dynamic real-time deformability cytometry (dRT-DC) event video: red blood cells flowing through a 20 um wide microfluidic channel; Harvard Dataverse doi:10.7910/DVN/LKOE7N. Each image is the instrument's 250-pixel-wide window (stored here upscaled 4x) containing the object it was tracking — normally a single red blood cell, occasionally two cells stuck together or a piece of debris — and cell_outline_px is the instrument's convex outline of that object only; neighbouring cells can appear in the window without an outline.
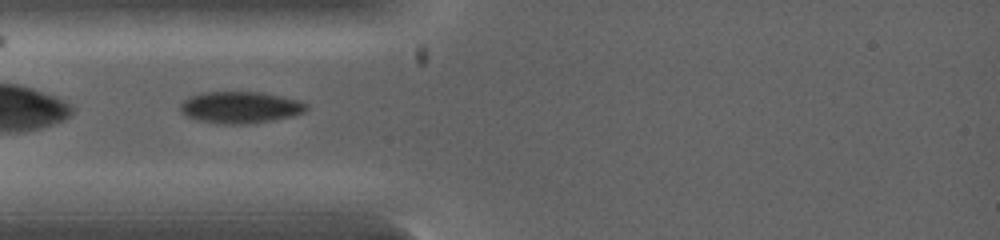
{"species": "common noctule bat (a hibernating species)", "species_latin": "Nyctalus noctula", "temperature_condition": "warm", "stored_images_in_passage": 49, "camera_frame_rate_fps": 5000, "um_per_image_px": 0.085, "animal": {"sex": "female", "body_mass_g": 19.0, "forearm_length_mm": 53.3}, "frame": {"image": 1, "passage_image": 4, "time_ms": 0.4, "image_size_px": [1000, 240], "cell_outline_px": [[308, 108], [304, 112], [292, 116], [272, 120], [240, 124], [224, 124], [196, 120], [188, 116], [180, 108], [180, 104], [188, 96], [200, 92], [260, 92], [300, 100], [308, 104]], "centroid_in_image_um": [20.43, 9.11], "position_along_channel_um": 64.6, "area_um2": 23.18}}
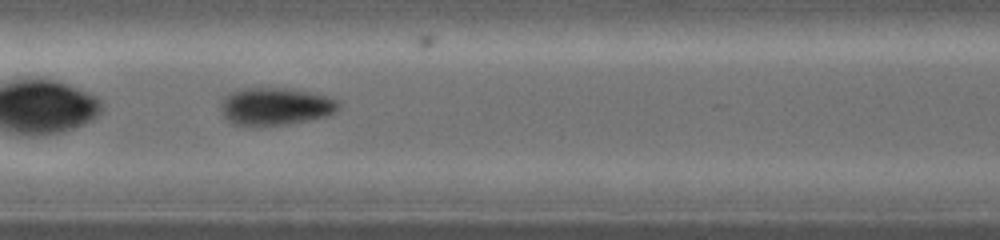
{"frame": {"image": 2, "passage_image": 17, "time_ms": 2.4, "image_size_px": [1000, 240], "cell_outline_px": [[340, 108], [336, 112], [328, 116], [284, 124], [232, 124], [220, 112], [220, 104], [224, 96], [232, 92], [244, 88], [288, 88], [328, 96], [336, 100], [340, 104]], "centroid_in_image_um": [23.42, 9.02], "position_along_channel_um": 184.0, "area_um2": 25.43}}
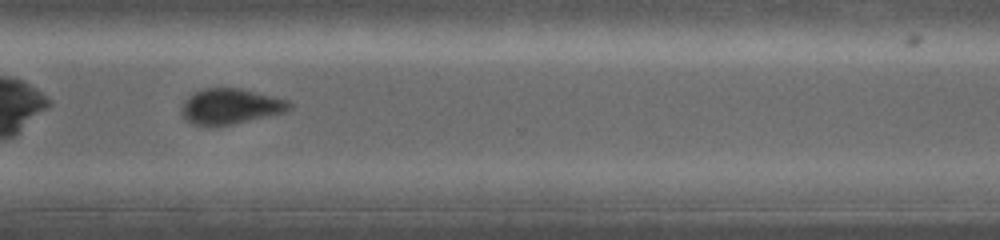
{"frame": {"image": 3, "passage_image": 36, "time_ms": 5.2, "image_size_px": [1000, 240], "cell_outline_px": [[292, 108], [284, 112], [232, 124], [192, 124], [184, 116], [184, 100], [188, 96], [204, 88], [240, 88], [288, 100], [292, 104]], "centroid_in_image_um": [19.64, 9.01], "position_along_channel_um": 351.0, "area_um2": 21.56}}